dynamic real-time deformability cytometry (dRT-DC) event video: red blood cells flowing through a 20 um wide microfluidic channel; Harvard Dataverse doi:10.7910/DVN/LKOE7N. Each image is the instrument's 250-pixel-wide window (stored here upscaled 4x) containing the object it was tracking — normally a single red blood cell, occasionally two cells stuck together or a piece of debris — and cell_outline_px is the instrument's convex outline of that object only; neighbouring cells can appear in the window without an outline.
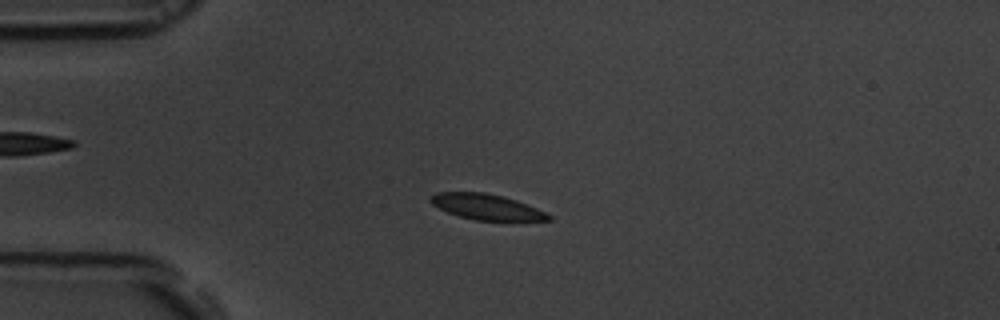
{"species": "common noctule bat (a hibernating species)", "species_latin": "Nyctalus noctula", "temperature_condition": "room temperature", "stored_images_in_passage": 42, "camera_frame_rate_fps": 3000, "um_per_image_px": 0.085, "animal": {"sex": "male", "body_mass_g": 19.5, "forearm_length_mm": 54.6}, "frame": {"image": 1, "passage_image": 7, "time_ms": 2.0, "image_size_px": [1000, 320], "cell_outline_px": [[552, 220], [476, 220], [460, 216], [448, 212], [432, 204], [428, 200], [428, 196], [436, 192], [484, 192], [504, 196], [516, 200], [536, 208], [552, 216]], "centroid_in_image_um": [41.31, 17.56], "position_along_channel_um": 43.7, "area_um2": 17.46}}
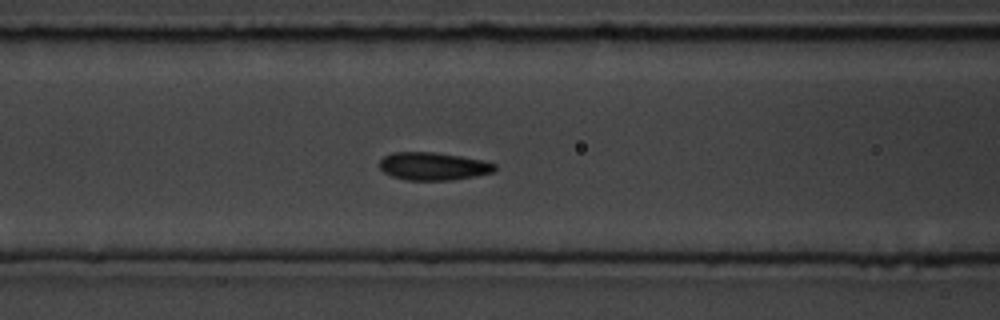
{"frame": {"image": 2, "passage_image": 16, "time_ms": 5.0, "image_size_px": [1000, 320], "cell_outline_px": [[496, 168], [492, 172], [476, 176], [452, 180], [404, 180], [392, 176], [384, 172], [380, 168], [380, 160], [384, 156], [392, 152], [436, 152], [484, 160], [496, 164]], "centroid_in_image_um": [36.82, 14.13], "position_along_channel_um": 129.8, "area_um2": 18.79}}
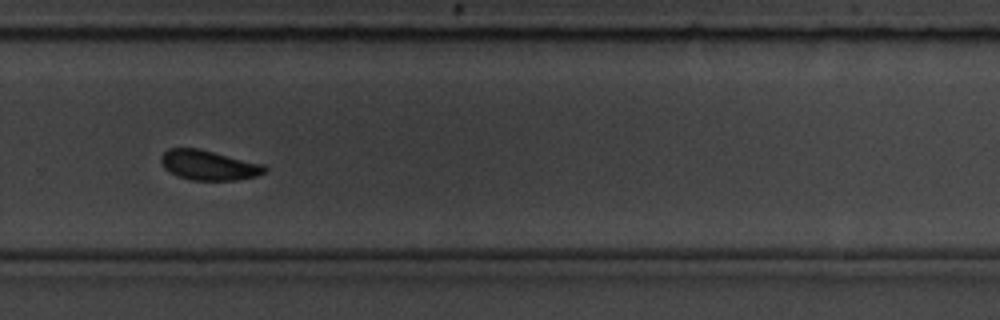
{"frame": {"image": 3, "passage_image": 31, "time_ms": 10.0, "image_size_px": [1000, 320], "cell_outline_px": [[268, 168], [264, 172], [256, 176], [236, 180], [192, 180], [168, 172], [164, 168], [160, 160], [160, 156], [168, 148], [200, 148], [264, 164]], "centroid_in_image_um": [17.73, 14.03], "position_along_channel_um": 312.1, "area_um2": 18.15}, "authors_computed_cell_mechanics": {"area_um2": 18.4093, "velocity_mm_per_s": 3.6576, "shape_relaxation_time_tau1_ms": 2.0803, "shape_relaxation_time_tau2_ms": null, "deformation_change_tau1": 0.0876, "deformation_change_tau2": null}}